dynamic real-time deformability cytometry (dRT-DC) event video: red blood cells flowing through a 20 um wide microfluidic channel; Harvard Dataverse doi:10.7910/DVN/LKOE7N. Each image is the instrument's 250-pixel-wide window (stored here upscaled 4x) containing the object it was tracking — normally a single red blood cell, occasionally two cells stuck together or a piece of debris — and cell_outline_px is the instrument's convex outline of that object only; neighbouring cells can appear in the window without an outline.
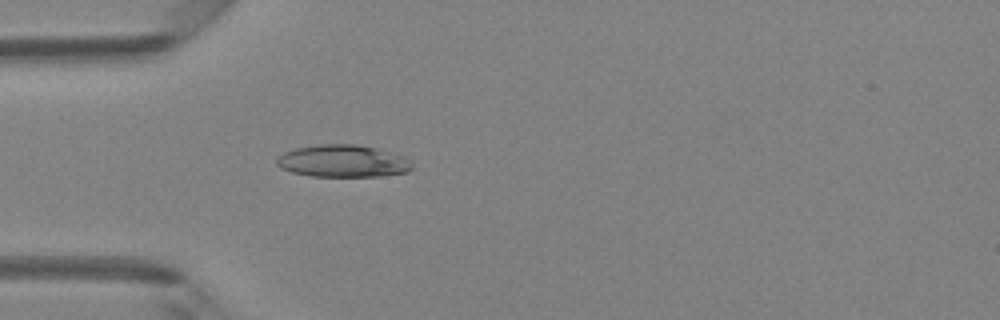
{"species": "Egyptian fruit bat (a non-hibernating species)", "species_latin": "Rousettus aegyptiacus", "temperature_condition": "room temperature", "stored_images_in_passage": 49, "camera_frame_rate_fps": 3000, "um_per_image_px": 0.085, "animal": {"sex": "female"}, "frame": {"image": 1, "passage_image": 15, "time_ms": 4.667, "image_size_px": [1000, 320], "cell_outline_px": [[412, 168], [408, 172], [380, 176], [312, 176], [292, 172], [280, 168], [276, 164], [276, 160], [284, 152], [296, 148], [320, 144], [356, 144], [376, 148], [404, 156], [412, 164]], "centroid_in_image_um": [29.14, 13.69], "position_along_channel_um": 55.9, "area_um2": 25.37}}
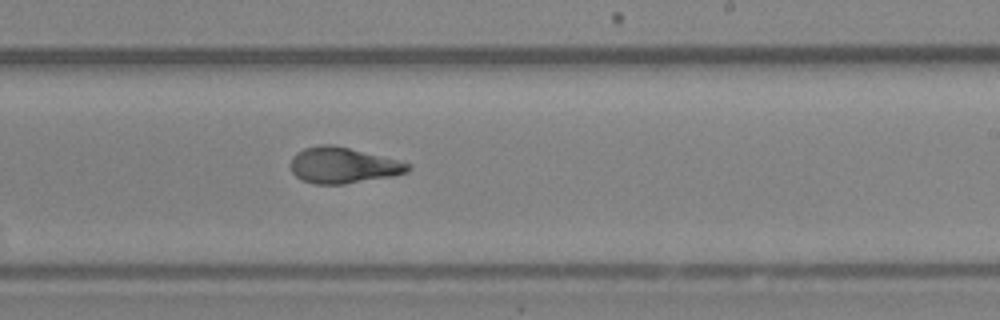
{"frame": {"image": 2, "passage_image": 30, "time_ms": 9.667, "image_size_px": [1000, 320], "cell_outline_px": [[412, 168], [408, 172], [392, 176], [344, 184], [316, 184], [304, 180], [296, 176], [292, 172], [288, 164], [292, 156], [296, 152], [304, 148], [320, 144], [332, 144], [400, 160], [412, 164]], "centroid_in_image_um": [29.15, 14.04], "position_along_channel_um": 259.8, "area_um2": 24.8}}
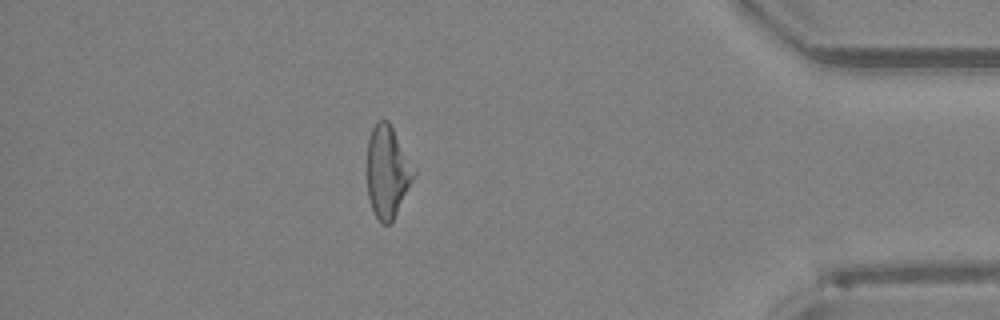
{"frame": {"image": 3, "passage_image": 43, "time_ms": 14.0, "image_size_px": [1000, 320], "cell_outline_px": [[416, 172], [392, 220], [388, 224], [380, 224], [372, 208], [368, 196], [368, 140], [372, 128], [380, 120], [388, 120]], "centroid_in_image_um": [32.91, 14.6], "position_along_channel_um": 402.3, "area_um2": 24.16}, "authors_computed_cell_mechanics": {"area_um2": 25.2586, "velocity_mm_per_s": 4.2026, "shape_relaxation_time_tau1_ms": 5.839, "shape_relaxation_time_tau2_ms": 0.8988, "deformation_change_tau1": 0.1632, "deformation_change_tau2": 0.0653}}